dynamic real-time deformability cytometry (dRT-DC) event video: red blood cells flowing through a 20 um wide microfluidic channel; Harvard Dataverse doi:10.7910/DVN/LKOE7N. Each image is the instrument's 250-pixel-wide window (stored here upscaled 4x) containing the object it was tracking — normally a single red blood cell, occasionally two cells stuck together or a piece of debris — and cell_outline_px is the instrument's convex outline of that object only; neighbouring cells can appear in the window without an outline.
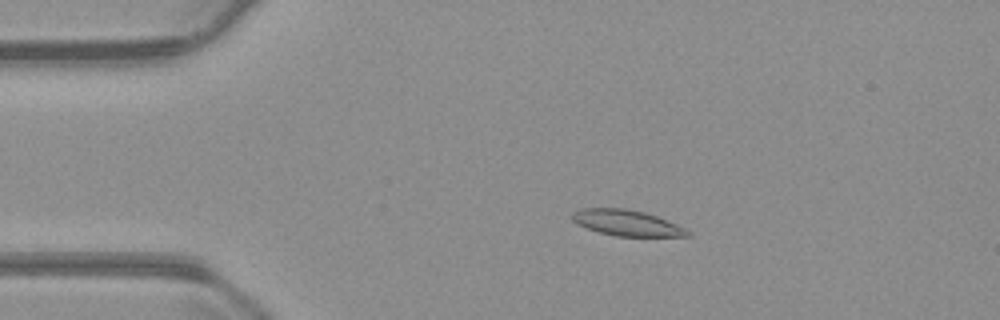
{"species": "common noctule bat (a hibernating species)", "species_latin": "Nyctalus noctula", "temperature_condition": "warm", "stored_images_in_passage": 55, "camera_frame_rate_fps": 3000, "um_per_image_px": 0.085, "animal": {"sex": "male", "body_mass_g": 23.1, "forearm_length_mm": 52.7}, "frame": {"image": 1, "passage_image": 11, "time_ms": 3.333, "image_size_px": [1000, 320], "cell_outline_px": [[692, 236], [616, 236], [600, 232], [576, 224], [572, 220], [572, 212], [580, 208], [624, 208], [644, 212], [656, 216], [676, 224], [692, 232]], "centroid_in_image_um": [53.26, 18.94], "position_along_channel_um": 31.7, "area_um2": 17.28}}
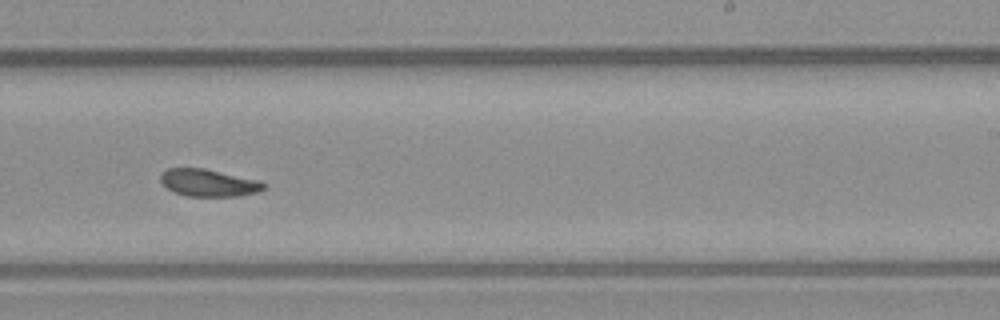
{"frame": {"image": 2, "passage_image": 34, "time_ms": 11.0, "image_size_px": [1000, 320], "cell_outline_px": [[264, 188], [256, 192], [240, 196], [188, 196], [172, 192], [160, 180], [160, 176], [168, 168], [204, 168], [260, 180], [264, 184]], "centroid_in_image_um": [17.72, 15.54], "position_along_channel_um": 271.3, "area_um2": 16.3}}
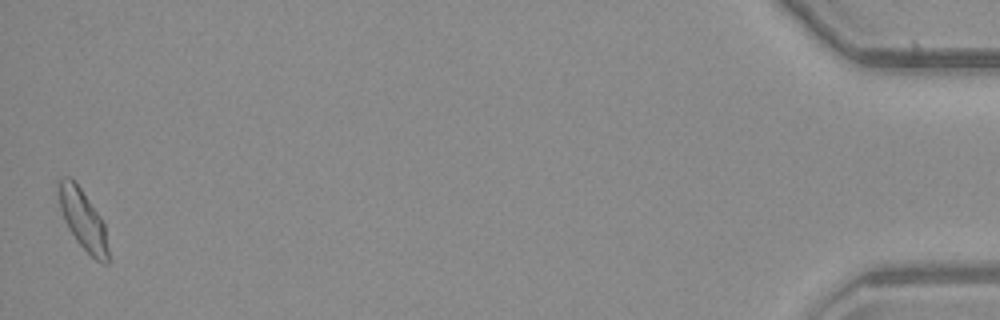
{"frame": {"image": 3, "passage_image": 55, "time_ms": 18.0, "image_size_px": [1000, 320], "cell_outline_px": [[108, 264], [104, 264], [96, 260], [76, 240], [68, 228], [64, 220], [60, 208], [56, 192], [56, 180], [60, 176], [72, 176], [100, 216], [104, 224], [108, 248]], "centroid_in_image_um": [6.99, 18.57], "position_along_channel_um": 428.2, "area_um2": 17.63}, "authors_computed_cell_mechanics": {"area_um2": 17.051, "velocity_mm_per_s": 3.7059, "shape_relaxation_time_tau1_ms": 10.4388, "shape_relaxation_time_tau2_ms": null, "deformation_change_tau1": 0.1882, "deformation_change_tau2": null}}